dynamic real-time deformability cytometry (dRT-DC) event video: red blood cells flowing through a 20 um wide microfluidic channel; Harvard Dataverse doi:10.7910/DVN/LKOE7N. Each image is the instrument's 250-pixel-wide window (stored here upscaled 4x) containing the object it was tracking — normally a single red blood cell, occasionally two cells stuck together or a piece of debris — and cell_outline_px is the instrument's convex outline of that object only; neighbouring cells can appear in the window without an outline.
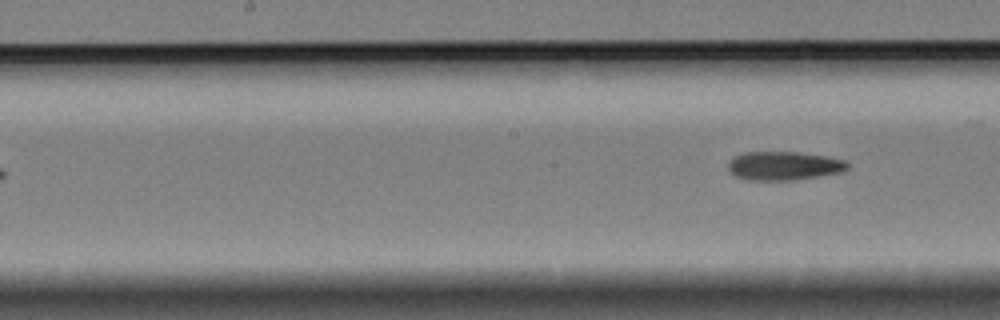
{"species": "Egyptian fruit bat (a non-hibernating species)", "species_latin": "Rousettus aegyptiacus", "temperature_condition": "cold", "stored_images_in_passage": 9, "segment_of_instrument_passage": [2, 2], "camera_frame_rate_fps": 3000, "um_per_image_px": 0.085, "animal": {"sex": "female"}, "frame": {"image": 1, "passage_image": 9, "time_ms": 10.0, "image_size_px": [1000, 320], "cell_outline_px": [[848, 168], [840, 172], [792, 180], [752, 180], [736, 176], [728, 168], [728, 164], [736, 156], [744, 152], [796, 152], [828, 156], [844, 160], [848, 164]], "centroid_in_image_um": [66.64, 14.08], "position_along_channel_um": 181.6, "area_um2": 19.59}}